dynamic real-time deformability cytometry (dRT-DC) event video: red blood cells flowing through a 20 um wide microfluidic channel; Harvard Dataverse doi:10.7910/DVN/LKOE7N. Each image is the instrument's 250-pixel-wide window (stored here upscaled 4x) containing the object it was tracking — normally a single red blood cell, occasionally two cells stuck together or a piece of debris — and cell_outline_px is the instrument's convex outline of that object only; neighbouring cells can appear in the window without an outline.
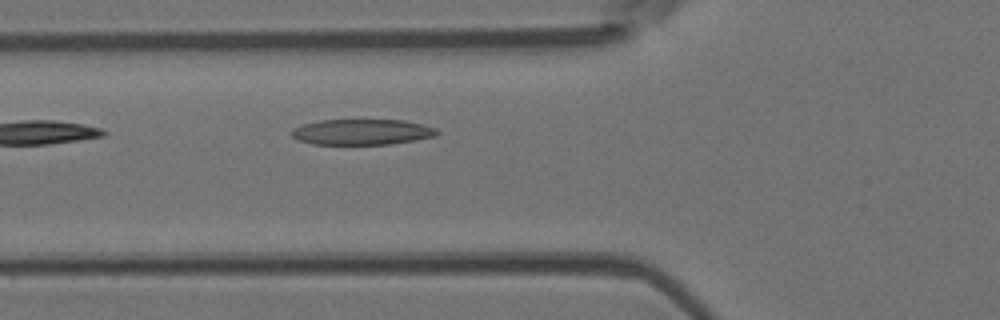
{"species": "Egyptian fruit bat (a non-hibernating species)", "species_latin": "Rousettus aegyptiacus", "temperature_condition": "room temperature", "stored_images_in_passage": 4, "camera_frame_rate_fps": 3000, "um_per_image_px": 0.085, "animal": {"sex": "female"}, "frame": {"image": 1, "passage_image": 4, "time_ms": 3.333, "image_size_px": [1000, 320], "cell_outline_px": [[440, 132], [436, 136], [388, 144], [312, 144], [296, 140], [292, 136], [292, 128], [304, 124], [320, 120], [404, 120], [436, 128]], "centroid_in_image_um": [30.74, 11.22], "position_along_channel_um": 95.1, "area_um2": 21.62}}